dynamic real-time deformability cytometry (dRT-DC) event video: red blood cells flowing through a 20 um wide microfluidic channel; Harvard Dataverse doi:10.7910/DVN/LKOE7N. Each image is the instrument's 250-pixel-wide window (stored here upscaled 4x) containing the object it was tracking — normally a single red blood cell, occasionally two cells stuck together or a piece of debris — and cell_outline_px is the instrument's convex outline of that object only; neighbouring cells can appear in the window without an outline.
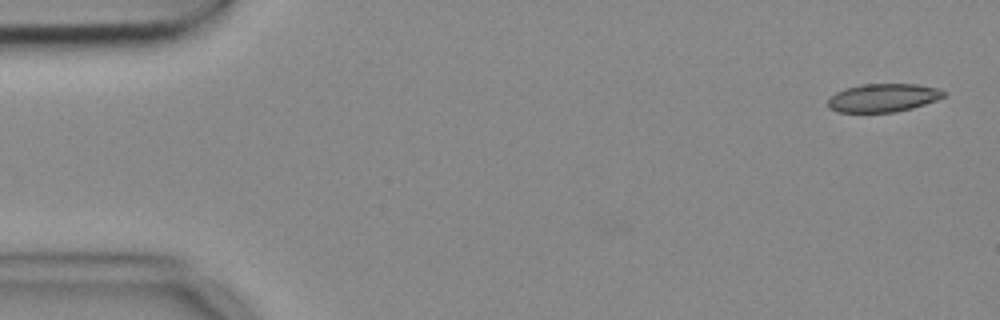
{"species": "common noctule bat (a hibernating species)", "species_latin": "Nyctalus noctula", "temperature_condition": "cold", "stored_images_in_passage": 6, "camera_frame_rate_fps": 3000, "um_per_image_px": 0.085, "animal": {"sex": "female", "body_mass_g": 18.4}, "frame": {"image": 1, "passage_image": 1, "time_ms": 0.0, "image_size_px": [1000, 320], "cell_outline_px": [[944, 96], [936, 100], [912, 108], [896, 112], [836, 112], [828, 108], [828, 100], [836, 92], [848, 88], [864, 84], [916, 84], [940, 88], [944, 92]], "centroid_in_image_um": [75.06, 8.32], "position_along_channel_um": 9.9, "area_um2": 18.96}}
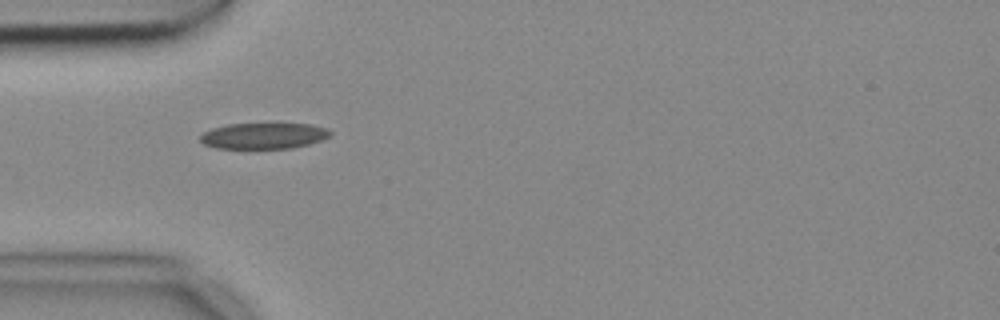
{"frame": {"image": 2, "passage_image": 5, "time_ms": 1.333, "image_size_px": [1000, 320], "cell_outline_px": [[332, 132], [328, 136], [320, 140], [308, 144], [292, 148], [216, 148], [204, 144], [200, 140], [200, 136], [204, 132], [212, 128], [228, 124], [276, 120], [312, 124], [328, 128]], "centroid_in_image_um": [22.45, 11.47], "position_along_channel_um": 62.6, "area_um2": 20.75}}